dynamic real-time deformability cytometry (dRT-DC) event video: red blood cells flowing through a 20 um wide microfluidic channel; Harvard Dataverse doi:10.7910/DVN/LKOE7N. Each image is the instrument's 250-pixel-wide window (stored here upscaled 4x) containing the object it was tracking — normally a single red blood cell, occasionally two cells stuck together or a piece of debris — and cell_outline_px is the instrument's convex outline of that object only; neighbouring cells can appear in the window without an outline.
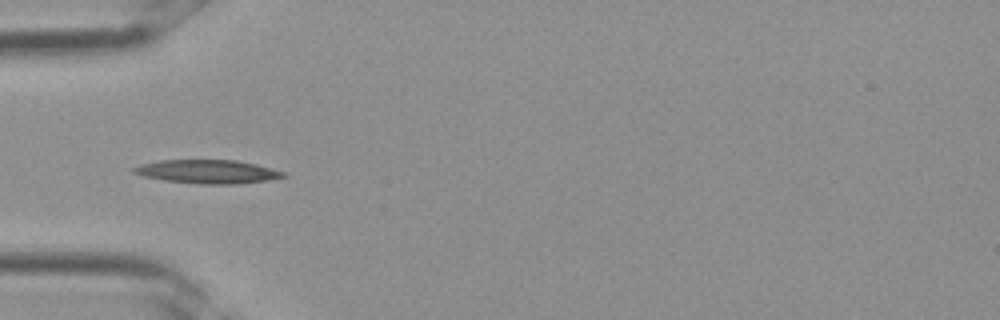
{"species": "Egyptian fruit bat (a non-hibernating species)", "species_latin": "Rousettus aegyptiacus", "temperature_condition": "room temperature", "stored_images_in_passage": 3, "camera_frame_rate_fps": 3000, "um_per_image_px": 0.085, "frame": {"image": 1, "passage_image": 3, "time_ms": 0.667, "image_size_px": [1000, 320], "cell_outline_px": [[288, 176], [268, 180], [236, 184], [200, 184], [164, 180], [144, 176], [132, 172], [132, 168], [140, 164], [160, 160], [236, 160], [256, 164], [284, 172]], "centroid_in_image_um": [17.64, 14.59], "position_along_channel_um": 67.4, "area_um2": 20.52}}